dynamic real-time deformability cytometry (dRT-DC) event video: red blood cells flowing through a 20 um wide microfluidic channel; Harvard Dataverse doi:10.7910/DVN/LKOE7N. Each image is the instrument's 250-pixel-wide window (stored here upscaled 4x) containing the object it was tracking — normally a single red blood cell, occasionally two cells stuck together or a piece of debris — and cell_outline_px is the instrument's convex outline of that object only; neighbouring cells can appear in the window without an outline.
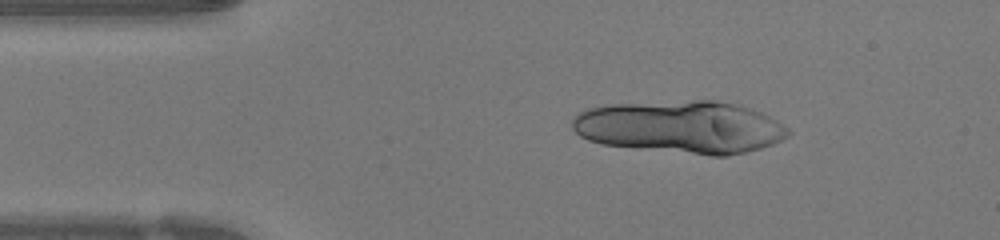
{"species": "human", "species_latin": "Homo sapiens", "temperature_condition": "warm", "stored_images_in_passage": 33, "camera_frame_rate_fps": 3000, "um_per_image_px": 0.085, "donor": {"sex": "female"}, "frame": {"image": 1, "passage_image": 6, "time_ms": 1.667, "image_size_px": [1000, 240], "cell_outline_px": [[792, 132], [788, 136], [772, 144], [760, 148], [728, 156], [712, 156], [604, 144], [588, 140], [580, 136], [572, 128], [572, 116], [588, 108], [608, 104], [692, 100], [716, 100], [736, 104], [752, 108], [776, 120], [788, 128]], "centroid_in_image_um": [57.85, 10.78], "position_along_channel_um": 27.1, "area_um2": 66.18}}